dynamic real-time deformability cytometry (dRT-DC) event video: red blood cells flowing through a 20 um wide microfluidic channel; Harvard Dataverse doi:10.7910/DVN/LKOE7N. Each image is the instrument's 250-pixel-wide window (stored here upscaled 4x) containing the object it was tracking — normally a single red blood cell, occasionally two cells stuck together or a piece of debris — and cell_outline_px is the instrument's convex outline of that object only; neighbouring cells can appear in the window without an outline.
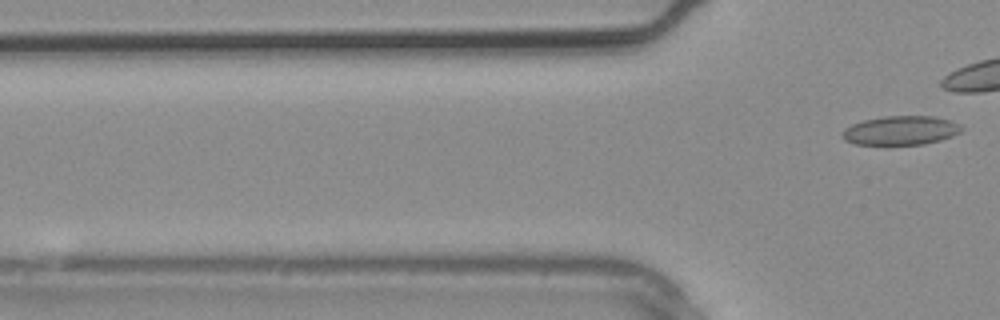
{"species": "common noctule bat (a hibernating species)", "species_latin": "Nyctalus noctula", "temperature_condition": "warm", "stored_images_in_passage": 2, "camera_frame_rate_fps": 3000, "um_per_image_px": 0.085, "animal": {"sex": "male", "body_mass_g": 20.4}, "frame": {"image": 1, "passage_image": 2, "time_ms": 0.333, "image_size_px": [1000, 320], "cell_outline_px": [[964, 128], [960, 132], [952, 136], [940, 140], [924, 144], [884, 148], [856, 144], [844, 140], [840, 136], [840, 132], [844, 128], [852, 124], [864, 120], [888, 116], [932, 116], [948, 120]], "centroid_in_image_um": [76.46, 11.15], "position_along_channel_um": 49.3, "area_um2": 20.98}}